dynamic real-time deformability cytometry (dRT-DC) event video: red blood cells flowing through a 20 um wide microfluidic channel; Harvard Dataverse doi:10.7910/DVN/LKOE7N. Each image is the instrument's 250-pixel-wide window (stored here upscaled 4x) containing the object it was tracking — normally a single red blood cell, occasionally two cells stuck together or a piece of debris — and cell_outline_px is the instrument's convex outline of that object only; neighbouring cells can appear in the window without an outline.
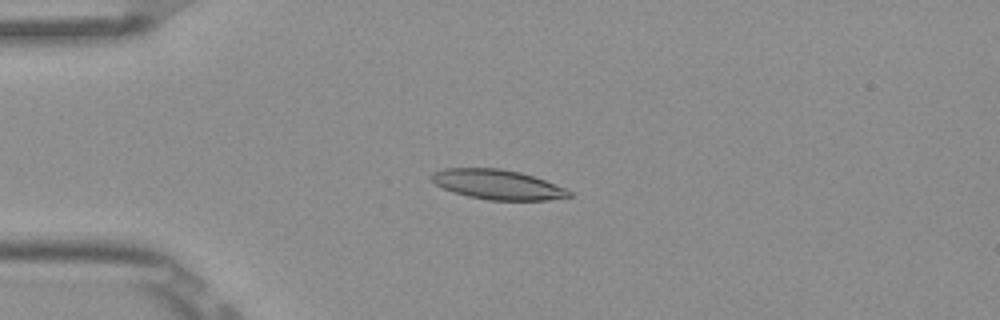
{"species": "Egyptian fruit bat (a non-hibernating species)", "species_latin": "Rousettus aegyptiacus", "temperature_condition": "room temperature", "stored_images_in_passage": 40, "camera_frame_rate_fps": 3000, "um_per_image_px": 0.085, "frame": {"image": 1, "passage_image": 1, "time_ms": 0.0, "image_size_px": [1000, 320], "cell_outline_px": [[572, 196], [548, 200], [488, 200], [468, 196], [452, 192], [436, 184], [432, 180], [432, 172], [444, 168], [500, 168], [520, 172], [544, 180], [564, 188], [572, 192]], "centroid_in_image_um": [42.28, 15.68], "position_along_channel_um": 42.7, "area_um2": 23.7}}
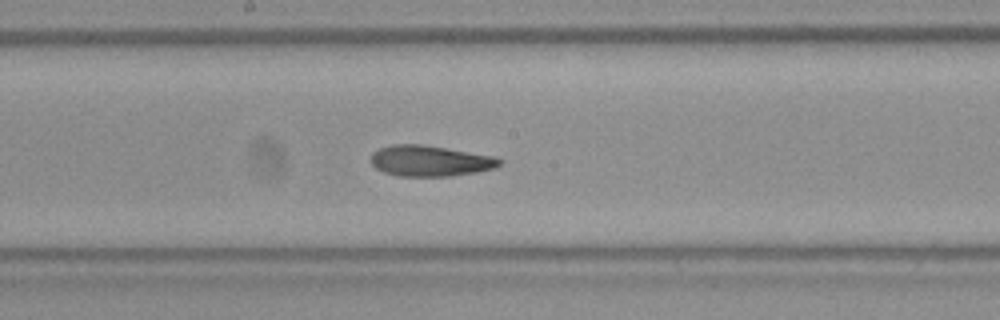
{"frame": {"image": 2, "passage_image": 16, "time_ms": 5.0, "image_size_px": [1000, 320], "cell_outline_px": [[504, 160], [496, 168], [476, 172], [452, 176], [400, 176], [384, 172], [376, 168], [368, 160], [372, 152], [380, 148], [392, 144], [424, 144], [496, 156]], "centroid_in_image_um": [36.57, 13.66], "position_along_channel_um": 211.6, "area_um2": 23.47}}
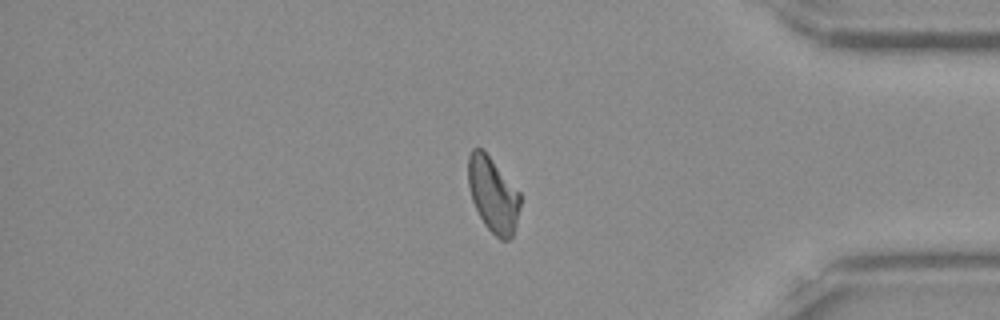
{"frame": {"image": 3, "passage_image": 32, "time_ms": 10.333, "image_size_px": [1000, 320], "cell_outline_px": [[520, 204], [516, 224], [512, 236], [508, 240], [500, 240], [484, 224], [472, 200], [468, 184], [468, 156], [472, 148], [480, 148], [488, 156], [520, 192]], "centroid_in_image_um": [41.9, 16.56], "position_along_channel_um": 393.3, "area_um2": 22.37}, "authors_computed_cell_mechanics": {"area_um2": 23.3512, "velocity_mm_per_s": 3.8745, "shape_relaxation_time_tau1_ms": 8.2513, "shape_relaxation_time_tau2_ms": 2.9427, "deformation_change_tau1": 0.2053, "deformation_change_tau2": 0.1071}}